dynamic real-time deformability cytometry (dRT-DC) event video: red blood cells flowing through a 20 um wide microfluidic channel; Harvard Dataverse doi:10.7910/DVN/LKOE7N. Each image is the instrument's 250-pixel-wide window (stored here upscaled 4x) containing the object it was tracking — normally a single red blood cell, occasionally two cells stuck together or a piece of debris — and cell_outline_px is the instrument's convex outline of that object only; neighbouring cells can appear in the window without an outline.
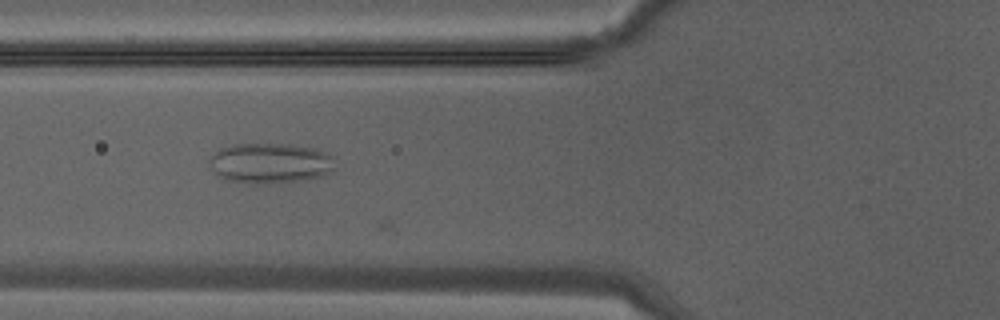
{"species": "Egyptian fruit bat (a non-hibernating species)", "species_latin": "Rousettus aegyptiacus", "temperature_condition": "warm", "stored_images_in_passage": 4, "camera_frame_rate_fps": 3000, "um_per_image_px": 0.085, "animal": {"sex": "male"}, "frame": {"image": 1, "passage_image": 3, "time_ms": 0.667, "image_size_px": [1000, 320], "cell_outline_px": [[336, 168], [332, 172], [320, 176], [296, 180], [256, 184], [252, 184], [224, 180], [212, 168], [208, 160], [220, 148], [236, 144], [292, 144], [316, 148], [332, 156]], "centroid_in_image_um": [22.98, 13.86], "position_along_channel_um": 102.8, "area_um2": 29.36}}